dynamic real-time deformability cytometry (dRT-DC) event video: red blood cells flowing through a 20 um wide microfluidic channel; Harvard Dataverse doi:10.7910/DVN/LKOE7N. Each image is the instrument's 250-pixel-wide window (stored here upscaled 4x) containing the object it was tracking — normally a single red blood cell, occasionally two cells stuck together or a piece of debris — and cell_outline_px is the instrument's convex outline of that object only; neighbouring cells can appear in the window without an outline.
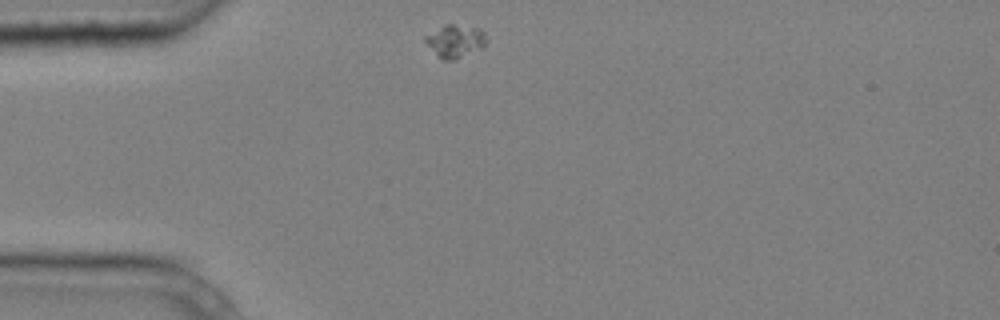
{"species": "common noctule bat (a hibernating species)", "species_latin": "Nyctalus noctula", "temperature_condition": "cold", "stored_images_in_passage": 4, "camera_frame_rate_fps": 3000, "um_per_image_px": 0.085, "animal": {"sex": "male", "body_mass_g": 20.4}, "frame": {"image": 1, "passage_image": 1, "time_ms": 0.0, "image_size_px": [1000, 320], "cell_outline_px": [[488, 40], [480, 48], [456, 60], [444, 60], [436, 56], [424, 40], [424, 36], [448, 24], [452, 24], [480, 28], [488, 36]], "centroid_in_image_um": [38.71, 3.5], "position_along_channel_um": 46.3, "area_um2": 11.62}}
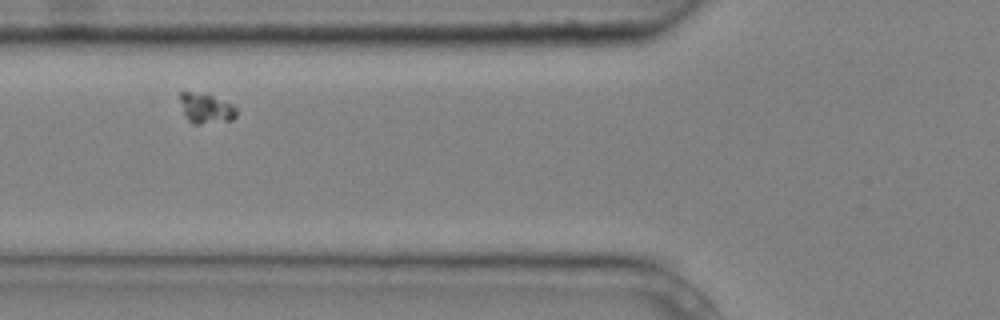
{"frame": {"image": 2, "passage_image": 3, "time_ms": 0.667, "image_size_px": [1000, 320], "cell_outline_px": [[236, 116], [232, 120], [200, 124], [192, 124], [188, 120], [184, 112], [180, 100], [180, 92], [208, 92], [232, 104], [236, 108]], "centroid_in_image_um": [17.53, 9.18], "position_along_channel_um": 108.3, "area_um2": 10.06}}